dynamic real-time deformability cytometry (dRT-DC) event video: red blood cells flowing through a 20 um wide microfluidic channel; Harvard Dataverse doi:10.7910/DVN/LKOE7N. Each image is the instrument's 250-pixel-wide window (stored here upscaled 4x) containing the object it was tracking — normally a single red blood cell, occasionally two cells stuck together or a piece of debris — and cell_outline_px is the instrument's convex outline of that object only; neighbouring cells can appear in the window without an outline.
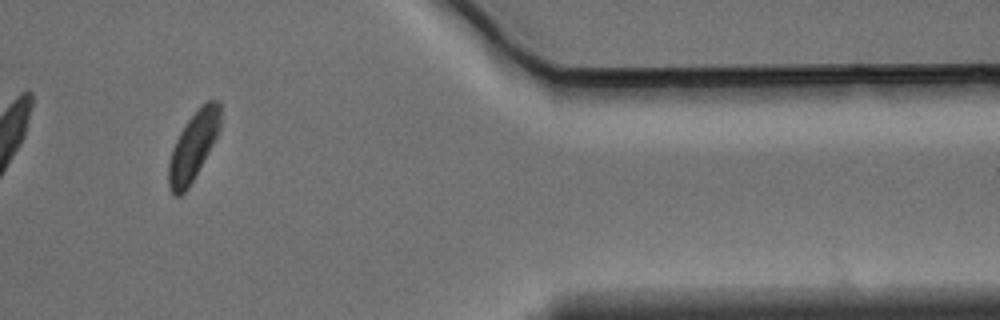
{"species": "Egyptian fruit bat (a non-hibernating species)", "species_latin": "Rousettus aegyptiacus", "temperature_condition": "warm", "stored_images_in_passage": 14, "camera_frame_rate_fps": 3000, "um_per_image_px": 0.085, "animal": {"sex": "male"}, "frame": {"image": 1, "passage_image": 12, "time_ms": 3.667, "image_size_px": [1000, 320], "cell_outline_px": [[220, 128], [208, 152], [188, 188], [180, 196], [172, 196], [168, 188], [168, 164], [172, 148], [180, 132], [188, 120], [208, 100], [220, 100]], "centroid_in_image_um": [16.4, 12.47], "position_along_channel_um": 395.0, "area_um2": 20.23}}